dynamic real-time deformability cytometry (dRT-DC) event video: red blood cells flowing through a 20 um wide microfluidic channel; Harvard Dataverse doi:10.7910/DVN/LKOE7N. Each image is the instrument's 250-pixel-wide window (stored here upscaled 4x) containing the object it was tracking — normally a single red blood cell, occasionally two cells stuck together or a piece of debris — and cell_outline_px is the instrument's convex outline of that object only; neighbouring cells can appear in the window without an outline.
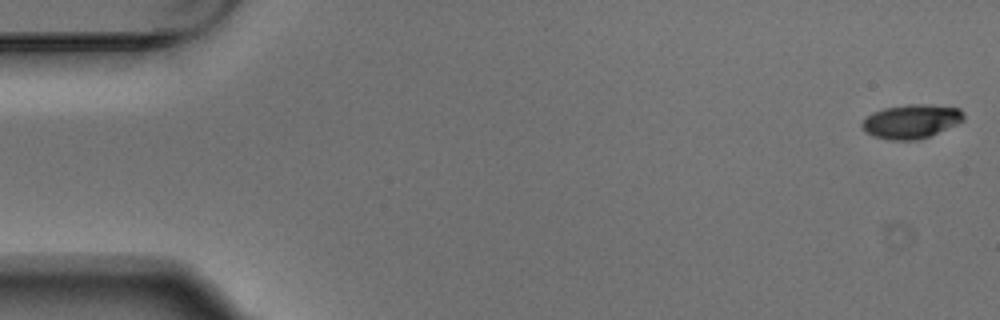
{"species": "Egyptian fruit bat (a non-hibernating species)", "species_latin": "Rousettus aegyptiacus", "temperature_condition": "warm", "stored_images_in_passage": 6, "segment_of_instrument_passage": [1, 2], "camera_frame_rate_fps": 3000, "um_per_image_px": 0.085, "animal": {"sex": "male"}, "frame": {"image": 1, "passage_image": 1, "time_ms": 0.0, "image_size_px": [1000, 320], "cell_outline_px": [[964, 120], [956, 124], [928, 136], [916, 140], [888, 140], [872, 136], [864, 132], [860, 124], [872, 112], [884, 108], [908, 104], [928, 104], [960, 108], [964, 112]], "centroid_in_image_um": [77.43, 10.31], "position_along_channel_um": 7.6, "area_um2": 20.17}}
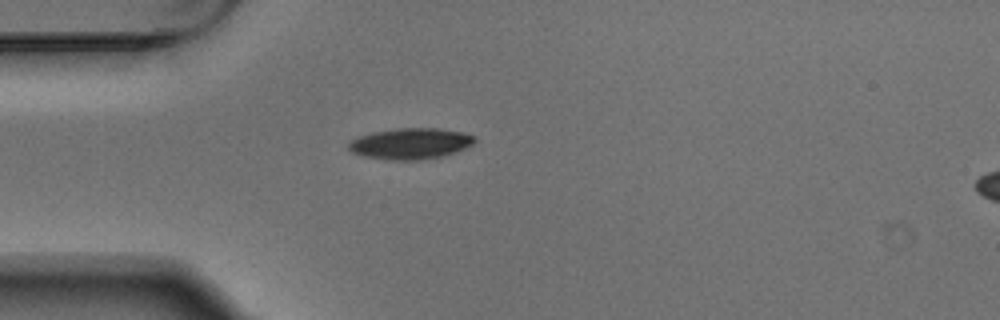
{"frame": {"image": 2, "passage_image": 5, "time_ms": 1.333, "image_size_px": [1000, 320], "cell_outline_px": [[476, 140], [472, 144], [464, 148], [444, 156], [416, 160], [392, 160], [364, 156], [352, 152], [348, 148], [348, 140], [356, 136], [372, 132], [396, 128], [440, 128], [460, 132], [476, 136]], "centroid_in_image_um": [34.85, 12.19], "position_along_channel_um": 50.2, "area_um2": 22.89}}